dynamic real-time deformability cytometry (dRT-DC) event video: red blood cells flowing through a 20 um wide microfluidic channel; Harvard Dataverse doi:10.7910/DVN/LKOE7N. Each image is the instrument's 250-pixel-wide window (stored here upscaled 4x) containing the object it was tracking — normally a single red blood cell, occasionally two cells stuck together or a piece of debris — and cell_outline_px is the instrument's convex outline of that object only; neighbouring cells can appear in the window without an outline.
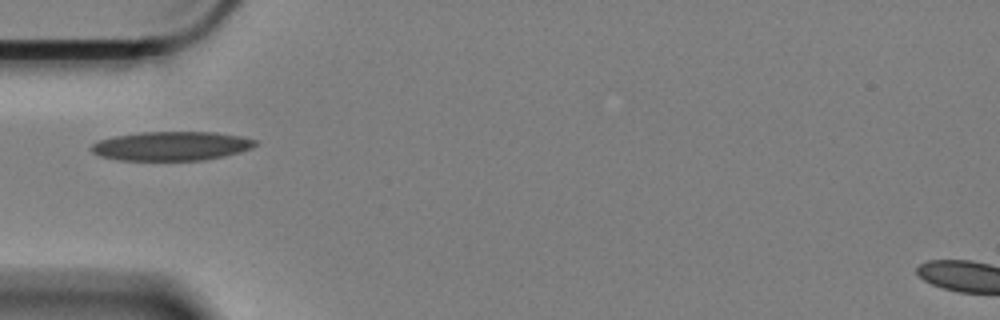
{"species": "Egyptian fruit bat (a non-hibernating species)", "species_latin": "Rousettus aegyptiacus", "temperature_condition": "cold", "stored_images_in_passage": 36, "camera_frame_rate_fps": 3000, "um_per_image_px": 0.085, "animal": {"sex": "female"}, "frame": {"image": 1, "passage_image": 1, "time_ms": 0.0, "image_size_px": [1000, 320], "cell_outline_px": [[256, 144], [252, 148], [240, 152], [224, 156], [204, 160], [120, 160], [100, 156], [92, 152], [88, 148], [96, 140], [112, 136], [140, 132], [216, 132], [240, 136], [256, 140]], "centroid_in_image_um": [14.52, 12.4], "position_along_channel_um": 70.5, "area_um2": 27.98}}
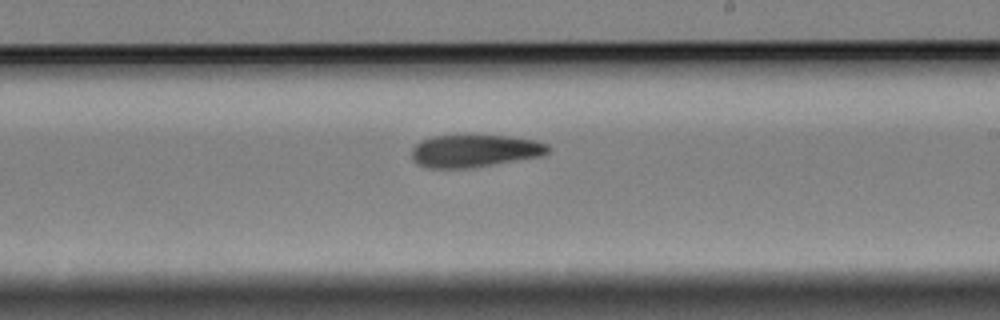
{"frame": {"image": 2, "passage_image": 17, "time_ms": 5.333, "image_size_px": [1000, 320], "cell_outline_px": [[552, 148], [544, 156], [492, 164], [464, 168], [428, 168], [416, 164], [412, 160], [412, 148], [420, 140], [432, 136], [468, 132], [508, 136], [532, 140], [548, 144]], "centroid_in_image_um": [40.31, 12.77], "position_along_channel_um": 248.7, "area_um2": 26.82}}
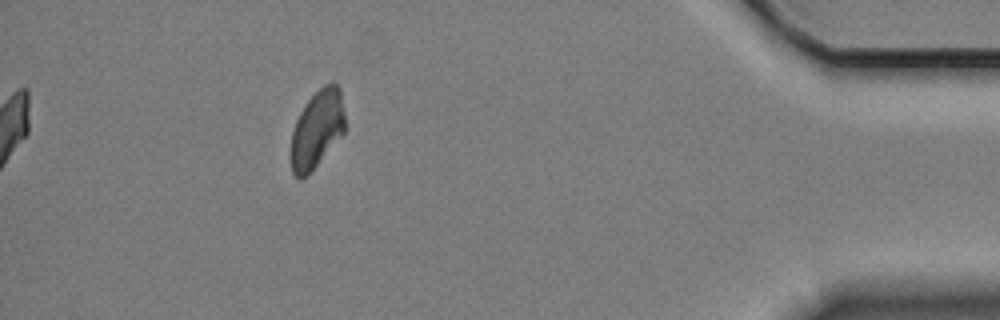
{"frame": {"image": 3, "passage_image": 36, "time_ms": 11.667, "image_size_px": [1000, 320], "cell_outline_px": [[344, 132], [316, 164], [300, 180], [292, 172], [288, 156], [288, 152], [292, 132], [296, 120], [304, 104], [324, 84], [332, 80], [340, 88], [344, 112]], "centroid_in_image_um": [26.9, 10.95], "position_along_channel_um": 408.3, "area_um2": 24.45}, "authors_computed_cell_mechanics": {"area_um2": 26.0967, "velocity_mm_per_s": 3.3354, "shape_relaxation_time_tau1_ms": 11.3288, "shape_relaxation_time_tau2_ms": null, "deformation_change_tau1": 0.1871, "deformation_change_tau2": null}}